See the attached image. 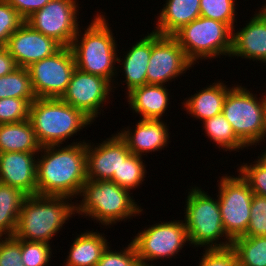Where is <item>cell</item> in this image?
<instances>
[{
    "label": "cell",
    "instance_id": "6da1fadb",
    "mask_svg": "<svg viewBox=\"0 0 266 266\" xmlns=\"http://www.w3.org/2000/svg\"><path fill=\"white\" fill-rule=\"evenodd\" d=\"M66 145L40 148L37 156V195L78 199L87 181L86 138Z\"/></svg>",
    "mask_w": 266,
    "mask_h": 266
},
{
    "label": "cell",
    "instance_id": "7a4b0ae2",
    "mask_svg": "<svg viewBox=\"0 0 266 266\" xmlns=\"http://www.w3.org/2000/svg\"><path fill=\"white\" fill-rule=\"evenodd\" d=\"M132 194L133 191L130 192L111 180L87 179L78 197L81 200H75L76 216H84L86 220H92L99 223L101 228L107 229L128 219L129 222L133 217L135 219L144 214L143 207Z\"/></svg>",
    "mask_w": 266,
    "mask_h": 266
},
{
    "label": "cell",
    "instance_id": "3957f363",
    "mask_svg": "<svg viewBox=\"0 0 266 266\" xmlns=\"http://www.w3.org/2000/svg\"><path fill=\"white\" fill-rule=\"evenodd\" d=\"M93 17L85 28L80 27L70 46L76 68L85 73L102 76L113 84L117 77L119 45L106 13L100 12L99 9Z\"/></svg>",
    "mask_w": 266,
    "mask_h": 266
},
{
    "label": "cell",
    "instance_id": "277c9868",
    "mask_svg": "<svg viewBox=\"0 0 266 266\" xmlns=\"http://www.w3.org/2000/svg\"><path fill=\"white\" fill-rule=\"evenodd\" d=\"M75 201L64 196H27L22 204L14 237L52 244L54 236L76 216ZM67 221V222H66Z\"/></svg>",
    "mask_w": 266,
    "mask_h": 266
},
{
    "label": "cell",
    "instance_id": "5b68a950",
    "mask_svg": "<svg viewBox=\"0 0 266 266\" xmlns=\"http://www.w3.org/2000/svg\"><path fill=\"white\" fill-rule=\"evenodd\" d=\"M29 120L41 147L64 145L95 123L60 98H36L30 104Z\"/></svg>",
    "mask_w": 266,
    "mask_h": 266
},
{
    "label": "cell",
    "instance_id": "8992f818",
    "mask_svg": "<svg viewBox=\"0 0 266 266\" xmlns=\"http://www.w3.org/2000/svg\"><path fill=\"white\" fill-rule=\"evenodd\" d=\"M189 187L183 217L191 247L203 250L230 247L232 239L224 230L217 194L215 198L201 186Z\"/></svg>",
    "mask_w": 266,
    "mask_h": 266
},
{
    "label": "cell",
    "instance_id": "52a82bcc",
    "mask_svg": "<svg viewBox=\"0 0 266 266\" xmlns=\"http://www.w3.org/2000/svg\"><path fill=\"white\" fill-rule=\"evenodd\" d=\"M172 36L194 65L198 66L203 59L212 62L222 56L230 58L233 30L223 22L200 16Z\"/></svg>",
    "mask_w": 266,
    "mask_h": 266
},
{
    "label": "cell",
    "instance_id": "ba28073f",
    "mask_svg": "<svg viewBox=\"0 0 266 266\" xmlns=\"http://www.w3.org/2000/svg\"><path fill=\"white\" fill-rule=\"evenodd\" d=\"M235 84L227 93L222 114L231 124L233 132L247 147L255 148L266 142V122L262 94L253 93L252 88ZM258 143V144H257ZM254 146V147H253Z\"/></svg>",
    "mask_w": 266,
    "mask_h": 266
},
{
    "label": "cell",
    "instance_id": "9c48e42d",
    "mask_svg": "<svg viewBox=\"0 0 266 266\" xmlns=\"http://www.w3.org/2000/svg\"><path fill=\"white\" fill-rule=\"evenodd\" d=\"M147 226L143 230L141 228V231L139 230L131 240L140 263L156 266L154 261H168V259L171 261L173 257L175 259L179 255V252L181 253L184 246L188 244L191 247L183 218L160 220Z\"/></svg>",
    "mask_w": 266,
    "mask_h": 266
},
{
    "label": "cell",
    "instance_id": "30bf717a",
    "mask_svg": "<svg viewBox=\"0 0 266 266\" xmlns=\"http://www.w3.org/2000/svg\"><path fill=\"white\" fill-rule=\"evenodd\" d=\"M229 174V175H228ZM235 174L236 177H235ZM223 174L216 191L224 230L233 240L243 236L249 225L253 192L239 172ZM231 175V176H230Z\"/></svg>",
    "mask_w": 266,
    "mask_h": 266
},
{
    "label": "cell",
    "instance_id": "8fae6325",
    "mask_svg": "<svg viewBox=\"0 0 266 266\" xmlns=\"http://www.w3.org/2000/svg\"><path fill=\"white\" fill-rule=\"evenodd\" d=\"M78 0H50L42 9L29 16L34 30L53 38L62 47H70L80 29Z\"/></svg>",
    "mask_w": 266,
    "mask_h": 266
},
{
    "label": "cell",
    "instance_id": "7c38bea8",
    "mask_svg": "<svg viewBox=\"0 0 266 266\" xmlns=\"http://www.w3.org/2000/svg\"><path fill=\"white\" fill-rule=\"evenodd\" d=\"M75 69L71 47H61L53 55L27 67L37 98H61Z\"/></svg>",
    "mask_w": 266,
    "mask_h": 266
},
{
    "label": "cell",
    "instance_id": "4fadbf2b",
    "mask_svg": "<svg viewBox=\"0 0 266 266\" xmlns=\"http://www.w3.org/2000/svg\"><path fill=\"white\" fill-rule=\"evenodd\" d=\"M194 66L172 35H160L151 31V56L146 71L147 84H169L178 77H186L184 73Z\"/></svg>",
    "mask_w": 266,
    "mask_h": 266
},
{
    "label": "cell",
    "instance_id": "5bb4252c",
    "mask_svg": "<svg viewBox=\"0 0 266 266\" xmlns=\"http://www.w3.org/2000/svg\"><path fill=\"white\" fill-rule=\"evenodd\" d=\"M111 92L114 90L113 84L109 80L76 68L60 99L81 110L93 122H97V118L102 112L104 113L103 108L110 104V98H114L111 97L114 96Z\"/></svg>",
    "mask_w": 266,
    "mask_h": 266
},
{
    "label": "cell",
    "instance_id": "9a60e30c",
    "mask_svg": "<svg viewBox=\"0 0 266 266\" xmlns=\"http://www.w3.org/2000/svg\"><path fill=\"white\" fill-rule=\"evenodd\" d=\"M100 140L99 143L86 141L87 179L112 180L113 175L118 174L121 163L132 153L117 132Z\"/></svg>",
    "mask_w": 266,
    "mask_h": 266
},
{
    "label": "cell",
    "instance_id": "2e32d148",
    "mask_svg": "<svg viewBox=\"0 0 266 266\" xmlns=\"http://www.w3.org/2000/svg\"><path fill=\"white\" fill-rule=\"evenodd\" d=\"M61 47L53 38L34 30L27 22L9 37L6 44L18 67L24 68L53 55Z\"/></svg>",
    "mask_w": 266,
    "mask_h": 266
},
{
    "label": "cell",
    "instance_id": "e0dca14e",
    "mask_svg": "<svg viewBox=\"0 0 266 266\" xmlns=\"http://www.w3.org/2000/svg\"><path fill=\"white\" fill-rule=\"evenodd\" d=\"M165 121L139 119L135 126L123 127L120 131L117 130V133L126 142L132 154L146 158L148 154L165 150L164 148L169 147L168 145L172 142L170 127L169 124L167 125V120Z\"/></svg>",
    "mask_w": 266,
    "mask_h": 266
},
{
    "label": "cell",
    "instance_id": "ac0fdd59",
    "mask_svg": "<svg viewBox=\"0 0 266 266\" xmlns=\"http://www.w3.org/2000/svg\"><path fill=\"white\" fill-rule=\"evenodd\" d=\"M142 35V39L140 38L135 43L133 42L132 47L127 48L125 52L123 51L125 55L117 57V76L119 77V73H122L120 78L122 76L123 78L122 81L121 79L119 81L118 77H116L113 83L114 92L118 90L117 88L120 87V83L123 85L121 88L126 85L124 87L127 89L125 91L126 94L134 88L147 84L146 71L151 56V32L147 31V34Z\"/></svg>",
    "mask_w": 266,
    "mask_h": 266
},
{
    "label": "cell",
    "instance_id": "d6986e66",
    "mask_svg": "<svg viewBox=\"0 0 266 266\" xmlns=\"http://www.w3.org/2000/svg\"><path fill=\"white\" fill-rule=\"evenodd\" d=\"M255 13V14H254ZM242 28H233L230 60L245 59L266 65V15L255 11ZM239 29V30H238Z\"/></svg>",
    "mask_w": 266,
    "mask_h": 266
},
{
    "label": "cell",
    "instance_id": "ffe728a7",
    "mask_svg": "<svg viewBox=\"0 0 266 266\" xmlns=\"http://www.w3.org/2000/svg\"><path fill=\"white\" fill-rule=\"evenodd\" d=\"M38 152L0 153V183L22 190L28 196L37 194Z\"/></svg>",
    "mask_w": 266,
    "mask_h": 266
},
{
    "label": "cell",
    "instance_id": "44dd1931",
    "mask_svg": "<svg viewBox=\"0 0 266 266\" xmlns=\"http://www.w3.org/2000/svg\"><path fill=\"white\" fill-rule=\"evenodd\" d=\"M167 85L146 84L132 89L125 94L130 110L139 115V119L164 120L168 114L166 110L171 106L169 94L171 89ZM170 90V91H169ZM171 97V98H170ZM166 112V114H165Z\"/></svg>",
    "mask_w": 266,
    "mask_h": 266
},
{
    "label": "cell",
    "instance_id": "7402d4cb",
    "mask_svg": "<svg viewBox=\"0 0 266 266\" xmlns=\"http://www.w3.org/2000/svg\"><path fill=\"white\" fill-rule=\"evenodd\" d=\"M234 84L226 85L224 81L218 79L213 83L206 85L200 90H196L197 93L191 94L189 97L184 98L181 102L182 109L186 111L193 120L205 121L215 115L222 113L223 103L228 91ZM229 86V87H228Z\"/></svg>",
    "mask_w": 266,
    "mask_h": 266
},
{
    "label": "cell",
    "instance_id": "603a6c76",
    "mask_svg": "<svg viewBox=\"0 0 266 266\" xmlns=\"http://www.w3.org/2000/svg\"><path fill=\"white\" fill-rule=\"evenodd\" d=\"M77 235V236H76ZM62 266H96L104 250L111 243L105 233L87 229L77 233ZM65 262V263H64Z\"/></svg>",
    "mask_w": 266,
    "mask_h": 266
},
{
    "label": "cell",
    "instance_id": "cb8c5ba5",
    "mask_svg": "<svg viewBox=\"0 0 266 266\" xmlns=\"http://www.w3.org/2000/svg\"><path fill=\"white\" fill-rule=\"evenodd\" d=\"M158 12L152 31L160 35H173L182 26L201 16L200 0H166Z\"/></svg>",
    "mask_w": 266,
    "mask_h": 266
},
{
    "label": "cell",
    "instance_id": "d4e9b609",
    "mask_svg": "<svg viewBox=\"0 0 266 266\" xmlns=\"http://www.w3.org/2000/svg\"><path fill=\"white\" fill-rule=\"evenodd\" d=\"M40 148L29 119L0 124V153L39 152Z\"/></svg>",
    "mask_w": 266,
    "mask_h": 266
},
{
    "label": "cell",
    "instance_id": "484cf974",
    "mask_svg": "<svg viewBox=\"0 0 266 266\" xmlns=\"http://www.w3.org/2000/svg\"><path fill=\"white\" fill-rule=\"evenodd\" d=\"M28 195L0 183V236H14L22 204Z\"/></svg>",
    "mask_w": 266,
    "mask_h": 266
},
{
    "label": "cell",
    "instance_id": "4316f807",
    "mask_svg": "<svg viewBox=\"0 0 266 266\" xmlns=\"http://www.w3.org/2000/svg\"><path fill=\"white\" fill-rule=\"evenodd\" d=\"M203 126L202 129L205 130L204 134L207 135V138L212 141V144L219 148V151L223 150L224 152H240L244 148L248 149L236 136L233 132L231 124L227 121L224 115L221 113L215 115L203 122H200Z\"/></svg>",
    "mask_w": 266,
    "mask_h": 266
},
{
    "label": "cell",
    "instance_id": "83f0119b",
    "mask_svg": "<svg viewBox=\"0 0 266 266\" xmlns=\"http://www.w3.org/2000/svg\"><path fill=\"white\" fill-rule=\"evenodd\" d=\"M238 266H266V236H239L232 240Z\"/></svg>",
    "mask_w": 266,
    "mask_h": 266
},
{
    "label": "cell",
    "instance_id": "f1b7e54d",
    "mask_svg": "<svg viewBox=\"0 0 266 266\" xmlns=\"http://www.w3.org/2000/svg\"><path fill=\"white\" fill-rule=\"evenodd\" d=\"M8 97L25 99L29 104L37 98L27 68L17 67L0 77V99Z\"/></svg>",
    "mask_w": 266,
    "mask_h": 266
},
{
    "label": "cell",
    "instance_id": "f546056e",
    "mask_svg": "<svg viewBox=\"0 0 266 266\" xmlns=\"http://www.w3.org/2000/svg\"><path fill=\"white\" fill-rule=\"evenodd\" d=\"M143 161V157L131 154L121 163L118 174H114L111 181L130 192L139 189L140 185L146 183L144 181L148 173L146 161Z\"/></svg>",
    "mask_w": 266,
    "mask_h": 266
},
{
    "label": "cell",
    "instance_id": "4dcf8cb0",
    "mask_svg": "<svg viewBox=\"0 0 266 266\" xmlns=\"http://www.w3.org/2000/svg\"><path fill=\"white\" fill-rule=\"evenodd\" d=\"M236 2L237 0H200L201 17L223 22L233 30L238 22Z\"/></svg>",
    "mask_w": 266,
    "mask_h": 266
},
{
    "label": "cell",
    "instance_id": "1f68e13d",
    "mask_svg": "<svg viewBox=\"0 0 266 266\" xmlns=\"http://www.w3.org/2000/svg\"><path fill=\"white\" fill-rule=\"evenodd\" d=\"M53 250L52 244L21 239L22 263L25 266H49Z\"/></svg>",
    "mask_w": 266,
    "mask_h": 266
},
{
    "label": "cell",
    "instance_id": "d6a6232c",
    "mask_svg": "<svg viewBox=\"0 0 266 266\" xmlns=\"http://www.w3.org/2000/svg\"><path fill=\"white\" fill-rule=\"evenodd\" d=\"M237 171L247 181L254 195L266 197V167L256 158L252 162H240Z\"/></svg>",
    "mask_w": 266,
    "mask_h": 266
},
{
    "label": "cell",
    "instance_id": "836d02e7",
    "mask_svg": "<svg viewBox=\"0 0 266 266\" xmlns=\"http://www.w3.org/2000/svg\"><path fill=\"white\" fill-rule=\"evenodd\" d=\"M109 244L104 250L101 259L96 266H136L139 263L138 256L132 241L122 246L120 251L114 250Z\"/></svg>",
    "mask_w": 266,
    "mask_h": 266
},
{
    "label": "cell",
    "instance_id": "e575fe53",
    "mask_svg": "<svg viewBox=\"0 0 266 266\" xmlns=\"http://www.w3.org/2000/svg\"><path fill=\"white\" fill-rule=\"evenodd\" d=\"M30 104L25 99H0V124L16 123L29 119Z\"/></svg>",
    "mask_w": 266,
    "mask_h": 266
},
{
    "label": "cell",
    "instance_id": "d590c367",
    "mask_svg": "<svg viewBox=\"0 0 266 266\" xmlns=\"http://www.w3.org/2000/svg\"><path fill=\"white\" fill-rule=\"evenodd\" d=\"M25 22L6 1L0 0V46H6L9 37Z\"/></svg>",
    "mask_w": 266,
    "mask_h": 266
},
{
    "label": "cell",
    "instance_id": "8d00e7d4",
    "mask_svg": "<svg viewBox=\"0 0 266 266\" xmlns=\"http://www.w3.org/2000/svg\"><path fill=\"white\" fill-rule=\"evenodd\" d=\"M243 236H266V197L253 195L250 221Z\"/></svg>",
    "mask_w": 266,
    "mask_h": 266
},
{
    "label": "cell",
    "instance_id": "74e56055",
    "mask_svg": "<svg viewBox=\"0 0 266 266\" xmlns=\"http://www.w3.org/2000/svg\"><path fill=\"white\" fill-rule=\"evenodd\" d=\"M197 266H237L235 250L230 246L223 249H204Z\"/></svg>",
    "mask_w": 266,
    "mask_h": 266
},
{
    "label": "cell",
    "instance_id": "f35d334b",
    "mask_svg": "<svg viewBox=\"0 0 266 266\" xmlns=\"http://www.w3.org/2000/svg\"><path fill=\"white\" fill-rule=\"evenodd\" d=\"M0 266H25L22 263L21 239L0 237Z\"/></svg>",
    "mask_w": 266,
    "mask_h": 266
},
{
    "label": "cell",
    "instance_id": "ab89813d",
    "mask_svg": "<svg viewBox=\"0 0 266 266\" xmlns=\"http://www.w3.org/2000/svg\"><path fill=\"white\" fill-rule=\"evenodd\" d=\"M26 20L35 11L42 9L50 0H6Z\"/></svg>",
    "mask_w": 266,
    "mask_h": 266
},
{
    "label": "cell",
    "instance_id": "60d3db41",
    "mask_svg": "<svg viewBox=\"0 0 266 266\" xmlns=\"http://www.w3.org/2000/svg\"><path fill=\"white\" fill-rule=\"evenodd\" d=\"M17 67L15 59L8 52L6 46H0V77L11 73Z\"/></svg>",
    "mask_w": 266,
    "mask_h": 266
},
{
    "label": "cell",
    "instance_id": "b9f144b4",
    "mask_svg": "<svg viewBox=\"0 0 266 266\" xmlns=\"http://www.w3.org/2000/svg\"><path fill=\"white\" fill-rule=\"evenodd\" d=\"M265 150L261 149L260 154H258L259 156L257 158V160L264 166L266 167V147H263Z\"/></svg>",
    "mask_w": 266,
    "mask_h": 266
},
{
    "label": "cell",
    "instance_id": "7bdbcfd3",
    "mask_svg": "<svg viewBox=\"0 0 266 266\" xmlns=\"http://www.w3.org/2000/svg\"><path fill=\"white\" fill-rule=\"evenodd\" d=\"M262 93V101H263V108H264V118L266 122V90L264 89V92Z\"/></svg>",
    "mask_w": 266,
    "mask_h": 266
},
{
    "label": "cell",
    "instance_id": "ee69618b",
    "mask_svg": "<svg viewBox=\"0 0 266 266\" xmlns=\"http://www.w3.org/2000/svg\"><path fill=\"white\" fill-rule=\"evenodd\" d=\"M256 11H258L257 13L259 14L266 15V0L264 1V4H262V7L258 6V9H256Z\"/></svg>",
    "mask_w": 266,
    "mask_h": 266
},
{
    "label": "cell",
    "instance_id": "f6af8a7d",
    "mask_svg": "<svg viewBox=\"0 0 266 266\" xmlns=\"http://www.w3.org/2000/svg\"><path fill=\"white\" fill-rule=\"evenodd\" d=\"M136 266H149V265H146V264H144V263H138ZM160 266V265H159Z\"/></svg>",
    "mask_w": 266,
    "mask_h": 266
}]
</instances>
